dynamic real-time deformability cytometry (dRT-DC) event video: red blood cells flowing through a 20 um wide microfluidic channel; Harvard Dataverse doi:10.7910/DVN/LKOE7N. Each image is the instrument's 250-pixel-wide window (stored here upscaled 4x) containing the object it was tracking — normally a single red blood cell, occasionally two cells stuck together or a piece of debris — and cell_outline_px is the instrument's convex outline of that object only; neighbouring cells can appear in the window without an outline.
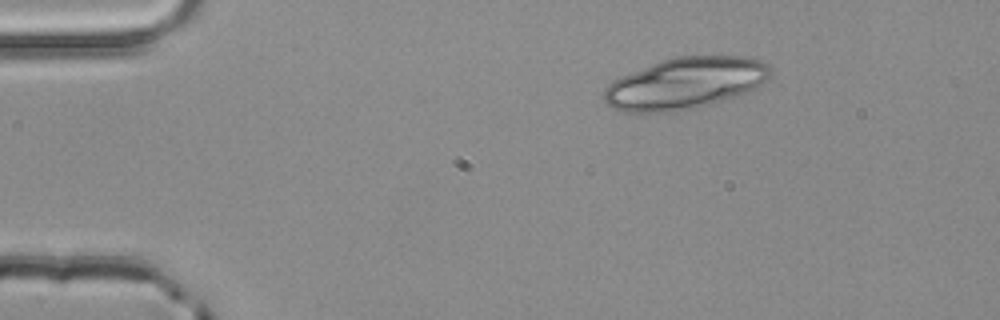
{"species": "common noctule bat (a hibernating species)", "species_latin": "Nyctalus noctula", "temperature_condition": "room temperature", "stored_images_in_passage": 3, "camera_frame_rate_fps": 3000, "um_per_image_px": 0.085, "animal": {"sex": "male", "body_mass_g": 20.4}, "frame": {"image": 1, "passage_image": 1, "time_ms": 0.0, "image_size_px": [1000, 320], "cell_outline_px": [[772, 72], [760, 84], [752, 88], [732, 96], [708, 104], [692, 108], [664, 112], [620, 112], [612, 108], [604, 100], [604, 88], [612, 80], [620, 76], [660, 60], [672, 56], [748, 56], [760, 60], [768, 64], [772, 68]], "centroid_in_image_um": [58.18, 7.05], "position_along_channel_um": 26.8, "area_um2": 49.53}}